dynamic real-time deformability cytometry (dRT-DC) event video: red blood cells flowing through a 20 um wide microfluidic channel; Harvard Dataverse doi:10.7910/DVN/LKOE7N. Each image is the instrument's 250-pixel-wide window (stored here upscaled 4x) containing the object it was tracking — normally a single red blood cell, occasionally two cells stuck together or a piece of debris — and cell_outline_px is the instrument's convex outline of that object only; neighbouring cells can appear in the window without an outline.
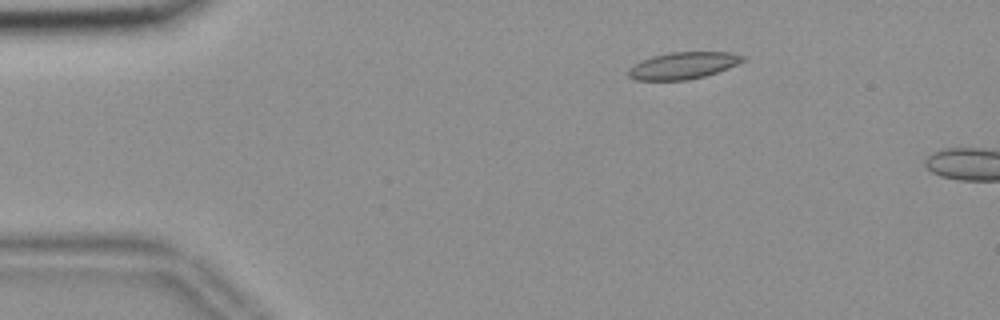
{"species": "common noctule bat (a hibernating species)", "species_latin": "Nyctalus noctula", "temperature_condition": "room temperature", "stored_images_in_passage": 13, "camera_frame_rate_fps": 3000, "um_per_image_px": 0.085, "animal": {"sex": "female", "body_mass_g": 18.4}, "frame": {"image": 1, "passage_image": 10, "time_ms": 3.0, "image_size_px": [1000, 320], "cell_outline_px": [[748, 56], [744, 60], [728, 68], [704, 76], [688, 80], [636, 80], [628, 76], [628, 68], [640, 60], [652, 56], [668, 52], [732, 52]], "centroid_in_image_um": [58.05, 5.56], "position_along_channel_um": 26.9, "area_um2": 18.03}}